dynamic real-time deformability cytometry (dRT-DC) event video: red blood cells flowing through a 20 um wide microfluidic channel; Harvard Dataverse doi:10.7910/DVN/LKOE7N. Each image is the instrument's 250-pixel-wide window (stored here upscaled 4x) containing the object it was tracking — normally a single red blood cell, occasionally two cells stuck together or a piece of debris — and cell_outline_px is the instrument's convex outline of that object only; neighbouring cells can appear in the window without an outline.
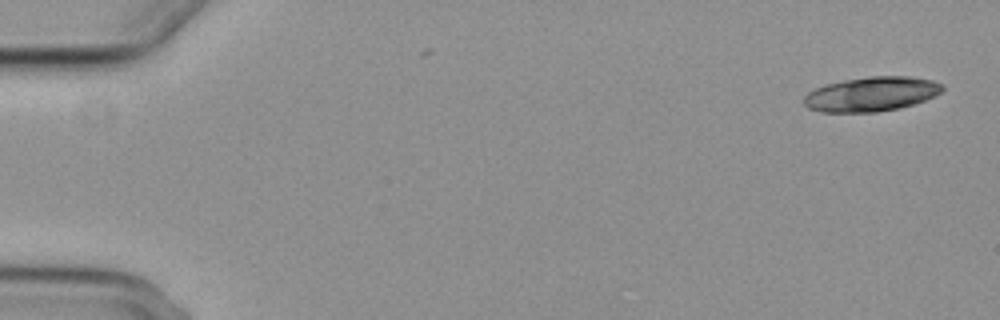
{"species": "common noctule bat (a hibernating species)", "species_latin": "Nyctalus noctula", "temperature_condition": "cold", "stored_images_in_passage": 19, "camera_frame_rate_fps": 3000, "um_per_image_px": 0.085, "animal": {"sex": "female", "body_mass_g": 29.2, "forearm_length_mm": 56.3}, "frame": {"image": 1, "passage_image": 1, "time_ms": 0.0, "image_size_px": [1000, 320], "cell_outline_px": [[944, 88], [940, 92], [924, 100], [900, 108], [876, 112], [824, 112], [808, 108], [804, 104], [804, 96], [808, 92], [816, 88], [828, 84], [844, 80], [868, 76], [908, 76], [932, 80], [944, 84]], "centroid_in_image_um": [74.07, 7.99], "position_along_channel_um": 10.9, "area_um2": 27.69}}
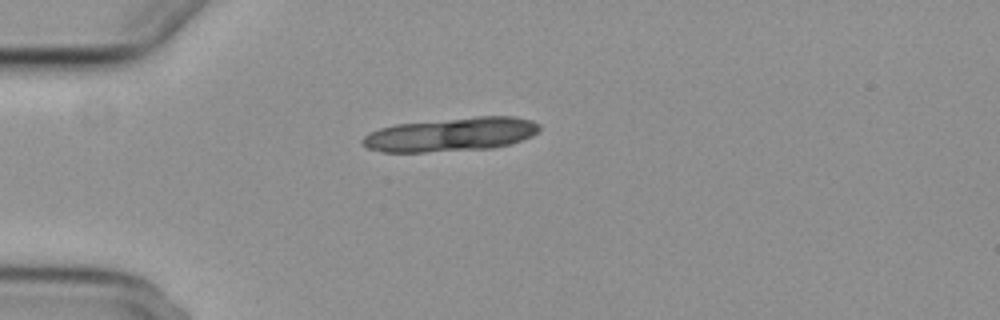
{"frame": {"image": 2, "passage_image": 14, "time_ms": 4.333, "image_size_px": [1000, 320], "cell_outline_px": [[540, 128], [532, 136], [508, 144], [492, 148], [424, 152], [384, 152], [368, 148], [360, 144], [360, 140], [368, 132], [380, 128], [396, 124], [476, 116], [516, 116], [532, 120], [540, 124]], "centroid_in_image_um": [38.31, 11.42], "position_along_channel_um": 46.7, "area_um2": 34.91}}